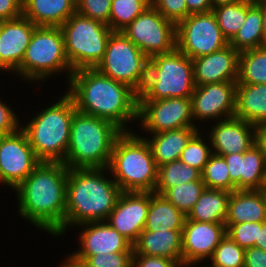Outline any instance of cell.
Here are the masks:
<instances>
[{
  "label": "cell",
  "mask_w": 266,
  "mask_h": 267,
  "mask_svg": "<svg viewBox=\"0 0 266 267\" xmlns=\"http://www.w3.org/2000/svg\"><path fill=\"white\" fill-rule=\"evenodd\" d=\"M150 5L151 0H112L109 27L112 31H123Z\"/></svg>",
  "instance_id": "obj_34"
},
{
  "label": "cell",
  "mask_w": 266,
  "mask_h": 267,
  "mask_svg": "<svg viewBox=\"0 0 266 267\" xmlns=\"http://www.w3.org/2000/svg\"><path fill=\"white\" fill-rule=\"evenodd\" d=\"M58 96H55L57 99L48 101L49 104H45L44 108L33 112L32 116L27 118L28 121L21 120L20 129L26 134L30 146L41 162L64 163L69 147L71 122L76 106L66 91Z\"/></svg>",
  "instance_id": "obj_4"
},
{
  "label": "cell",
  "mask_w": 266,
  "mask_h": 267,
  "mask_svg": "<svg viewBox=\"0 0 266 267\" xmlns=\"http://www.w3.org/2000/svg\"><path fill=\"white\" fill-rule=\"evenodd\" d=\"M266 175V161L254 144L242 153L241 190H262Z\"/></svg>",
  "instance_id": "obj_32"
},
{
  "label": "cell",
  "mask_w": 266,
  "mask_h": 267,
  "mask_svg": "<svg viewBox=\"0 0 266 267\" xmlns=\"http://www.w3.org/2000/svg\"><path fill=\"white\" fill-rule=\"evenodd\" d=\"M262 22L261 10L254 3L247 1L245 23L229 41V45L239 52L263 47Z\"/></svg>",
  "instance_id": "obj_29"
},
{
  "label": "cell",
  "mask_w": 266,
  "mask_h": 267,
  "mask_svg": "<svg viewBox=\"0 0 266 267\" xmlns=\"http://www.w3.org/2000/svg\"><path fill=\"white\" fill-rule=\"evenodd\" d=\"M266 83V47L240 52L237 84Z\"/></svg>",
  "instance_id": "obj_31"
},
{
  "label": "cell",
  "mask_w": 266,
  "mask_h": 267,
  "mask_svg": "<svg viewBox=\"0 0 266 267\" xmlns=\"http://www.w3.org/2000/svg\"><path fill=\"white\" fill-rule=\"evenodd\" d=\"M255 145L261 150L266 161V124L255 126Z\"/></svg>",
  "instance_id": "obj_49"
},
{
  "label": "cell",
  "mask_w": 266,
  "mask_h": 267,
  "mask_svg": "<svg viewBox=\"0 0 266 267\" xmlns=\"http://www.w3.org/2000/svg\"><path fill=\"white\" fill-rule=\"evenodd\" d=\"M211 154L212 148L209 137L206 132L200 129L188 141L179 160L202 172Z\"/></svg>",
  "instance_id": "obj_37"
},
{
  "label": "cell",
  "mask_w": 266,
  "mask_h": 267,
  "mask_svg": "<svg viewBox=\"0 0 266 267\" xmlns=\"http://www.w3.org/2000/svg\"><path fill=\"white\" fill-rule=\"evenodd\" d=\"M236 87L237 81L195 86L191 107L193 120L199 129L206 128L205 125L209 123L234 116Z\"/></svg>",
  "instance_id": "obj_15"
},
{
  "label": "cell",
  "mask_w": 266,
  "mask_h": 267,
  "mask_svg": "<svg viewBox=\"0 0 266 267\" xmlns=\"http://www.w3.org/2000/svg\"><path fill=\"white\" fill-rule=\"evenodd\" d=\"M133 255L164 257L183 267L182 230H143L133 245Z\"/></svg>",
  "instance_id": "obj_22"
},
{
  "label": "cell",
  "mask_w": 266,
  "mask_h": 267,
  "mask_svg": "<svg viewBox=\"0 0 266 267\" xmlns=\"http://www.w3.org/2000/svg\"><path fill=\"white\" fill-rule=\"evenodd\" d=\"M72 73L73 70L65 53L61 28L37 26L21 65L13 74L24 80L22 82H27V85L31 83V85L37 86L40 84L38 86L40 87L41 84L46 83L45 81L51 80V77L57 79V75L65 76L64 83L68 84Z\"/></svg>",
  "instance_id": "obj_7"
},
{
  "label": "cell",
  "mask_w": 266,
  "mask_h": 267,
  "mask_svg": "<svg viewBox=\"0 0 266 267\" xmlns=\"http://www.w3.org/2000/svg\"><path fill=\"white\" fill-rule=\"evenodd\" d=\"M132 267H181L176 261L157 256L133 255Z\"/></svg>",
  "instance_id": "obj_44"
},
{
  "label": "cell",
  "mask_w": 266,
  "mask_h": 267,
  "mask_svg": "<svg viewBox=\"0 0 266 267\" xmlns=\"http://www.w3.org/2000/svg\"><path fill=\"white\" fill-rule=\"evenodd\" d=\"M194 89L192 59L176 48L149 58L146 84L138 100L191 98Z\"/></svg>",
  "instance_id": "obj_8"
},
{
  "label": "cell",
  "mask_w": 266,
  "mask_h": 267,
  "mask_svg": "<svg viewBox=\"0 0 266 267\" xmlns=\"http://www.w3.org/2000/svg\"><path fill=\"white\" fill-rule=\"evenodd\" d=\"M239 55L229 44L223 49L192 59L195 86L238 81Z\"/></svg>",
  "instance_id": "obj_21"
},
{
  "label": "cell",
  "mask_w": 266,
  "mask_h": 267,
  "mask_svg": "<svg viewBox=\"0 0 266 267\" xmlns=\"http://www.w3.org/2000/svg\"><path fill=\"white\" fill-rule=\"evenodd\" d=\"M225 236V223L198 222L186 218L182 230L183 267L206 264Z\"/></svg>",
  "instance_id": "obj_16"
},
{
  "label": "cell",
  "mask_w": 266,
  "mask_h": 267,
  "mask_svg": "<svg viewBox=\"0 0 266 267\" xmlns=\"http://www.w3.org/2000/svg\"><path fill=\"white\" fill-rule=\"evenodd\" d=\"M148 58L176 49V24L152 5L122 31Z\"/></svg>",
  "instance_id": "obj_13"
},
{
  "label": "cell",
  "mask_w": 266,
  "mask_h": 267,
  "mask_svg": "<svg viewBox=\"0 0 266 267\" xmlns=\"http://www.w3.org/2000/svg\"><path fill=\"white\" fill-rule=\"evenodd\" d=\"M228 44L213 11L190 14L176 25V48L191 59L219 51Z\"/></svg>",
  "instance_id": "obj_12"
},
{
  "label": "cell",
  "mask_w": 266,
  "mask_h": 267,
  "mask_svg": "<svg viewBox=\"0 0 266 267\" xmlns=\"http://www.w3.org/2000/svg\"><path fill=\"white\" fill-rule=\"evenodd\" d=\"M244 267H266V251L257 247L245 249Z\"/></svg>",
  "instance_id": "obj_47"
},
{
  "label": "cell",
  "mask_w": 266,
  "mask_h": 267,
  "mask_svg": "<svg viewBox=\"0 0 266 267\" xmlns=\"http://www.w3.org/2000/svg\"><path fill=\"white\" fill-rule=\"evenodd\" d=\"M135 131L117 137L107 168L122 192H154L158 167L149 144Z\"/></svg>",
  "instance_id": "obj_6"
},
{
  "label": "cell",
  "mask_w": 266,
  "mask_h": 267,
  "mask_svg": "<svg viewBox=\"0 0 266 267\" xmlns=\"http://www.w3.org/2000/svg\"><path fill=\"white\" fill-rule=\"evenodd\" d=\"M243 1H248V2H251V3H256L258 0H243Z\"/></svg>",
  "instance_id": "obj_55"
},
{
  "label": "cell",
  "mask_w": 266,
  "mask_h": 267,
  "mask_svg": "<svg viewBox=\"0 0 266 267\" xmlns=\"http://www.w3.org/2000/svg\"><path fill=\"white\" fill-rule=\"evenodd\" d=\"M123 131L109 120L75 111L64 164L69 168H106Z\"/></svg>",
  "instance_id": "obj_5"
},
{
  "label": "cell",
  "mask_w": 266,
  "mask_h": 267,
  "mask_svg": "<svg viewBox=\"0 0 266 267\" xmlns=\"http://www.w3.org/2000/svg\"><path fill=\"white\" fill-rule=\"evenodd\" d=\"M212 11L223 36L229 42L245 23L247 1L239 0L233 3L220 4L213 7Z\"/></svg>",
  "instance_id": "obj_33"
},
{
  "label": "cell",
  "mask_w": 266,
  "mask_h": 267,
  "mask_svg": "<svg viewBox=\"0 0 266 267\" xmlns=\"http://www.w3.org/2000/svg\"><path fill=\"white\" fill-rule=\"evenodd\" d=\"M262 190L266 193V175H265V182H264V186Z\"/></svg>",
  "instance_id": "obj_54"
},
{
  "label": "cell",
  "mask_w": 266,
  "mask_h": 267,
  "mask_svg": "<svg viewBox=\"0 0 266 267\" xmlns=\"http://www.w3.org/2000/svg\"><path fill=\"white\" fill-rule=\"evenodd\" d=\"M112 0H76V12L109 26Z\"/></svg>",
  "instance_id": "obj_41"
},
{
  "label": "cell",
  "mask_w": 266,
  "mask_h": 267,
  "mask_svg": "<svg viewBox=\"0 0 266 267\" xmlns=\"http://www.w3.org/2000/svg\"><path fill=\"white\" fill-rule=\"evenodd\" d=\"M198 130V127H184L142 137L149 144L156 166L159 167L179 160L181 152Z\"/></svg>",
  "instance_id": "obj_25"
},
{
  "label": "cell",
  "mask_w": 266,
  "mask_h": 267,
  "mask_svg": "<svg viewBox=\"0 0 266 267\" xmlns=\"http://www.w3.org/2000/svg\"><path fill=\"white\" fill-rule=\"evenodd\" d=\"M234 116L255 126L266 124V83L237 84Z\"/></svg>",
  "instance_id": "obj_26"
},
{
  "label": "cell",
  "mask_w": 266,
  "mask_h": 267,
  "mask_svg": "<svg viewBox=\"0 0 266 267\" xmlns=\"http://www.w3.org/2000/svg\"><path fill=\"white\" fill-rule=\"evenodd\" d=\"M36 27L23 15L0 21V67L8 74L7 77L9 74L12 76L21 65Z\"/></svg>",
  "instance_id": "obj_20"
},
{
  "label": "cell",
  "mask_w": 266,
  "mask_h": 267,
  "mask_svg": "<svg viewBox=\"0 0 266 267\" xmlns=\"http://www.w3.org/2000/svg\"><path fill=\"white\" fill-rule=\"evenodd\" d=\"M76 12V0H23V16L36 26L61 27Z\"/></svg>",
  "instance_id": "obj_24"
},
{
  "label": "cell",
  "mask_w": 266,
  "mask_h": 267,
  "mask_svg": "<svg viewBox=\"0 0 266 267\" xmlns=\"http://www.w3.org/2000/svg\"><path fill=\"white\" fill-rule=\"evenodd\" d=\"M132 256L133 252H117L72 257L87 267H132Z\"/></svg>",
  "instance_id": "obj_39"
},
{
  "label": "cell",
  "mask_w": 266,
  "mask_h": 267,
  "mask_svg": "<svg viewBox=\"0 0 266 267\" xmlns=\"http://www.w3.org/2000/svg\"><path fill=\"white\" fill-rule=\"evenodd\" d=\"M201 179L205 188L235 191L231 182L229 169L223 156L212 153L201 172Z\"/></svg>",
  "instance_id": "obj_35"
},
{
  "label": "cell",
  "mask_w": 266,
  "mask_h": 267,
  "mask_svg": "<svg viewBox=\"0 0 266 267\" xmlns=\"http://www.w3.org/2000/svg\"><path fill=\"white\" fill-rule=\"evenodd\" d=\"M121 192L107 167L68 169L64 235L78 224L106 221Z\"/></svg>",
  "instance_id": "obj_3"
},
{
  "label": "cell",
  "mask_w": 266,
  "mask_h": 267,
  "mask_svg": "<svg viewBox=\"0 0 266 267\" xmlns=\"http://www.w3.org/2000/svg\"><path fill=\"white\" fill-rule=\"evenodd\" d=\"M239 0H211L213 7L220 5V4H227L237 2Z\"/></svg>",
  "instance_id": "obj_53"
},
{
  "label": "cell",
  "mask_w": 266,
  "mask_h": 267,
  "mask_svg": "<svg viewBox=\"0 0 266 267\" xmlns=\"http://www.w3.org/2000/svg\"><path fill=\"white\" fill-rule=\"evenodd\" d=\"M71 69H94L104 57L111 28L75 12L61 27Z\"/></svg>",
  "instance_id": "obj_9"
},
{
  "label": "cell",
  "mask_w": 266,
  "mask_h": 267,
  "mask_svg": "<svg viewBox=\"0 0 266 267\" xmlns=\"http://www.w3.org/2000/svg\"><path fill=\"white\" fill-rule=\"evenodd\" d=\"M68 169L61 162H41L12 193L18 217L54 239L64 237Z\"/></svg>",
  "instance_id": "obj_1"
},
{
  "label": "cell",
  "mask_w": 266,
  "mask_h": 267,
  "mask_svg": "<svg viewBox=\"0 0 266 267\" xmlns=\"http://www.w3.org/2000/svg\"><path fill=\"white\" fill-rule=\"evenodd\" d=\"M208 126L202 130L207 132L214 154L244 153L255 144V125L241 118L233 116Z\"/></svg>",
  "instance_id": "obj_19"
},
{
  "label": "cell",
  "mask_w": 266,
  "mask_h": 267,
  "mask_svg": "<svg viewBox=\"0 0 266 267\" xmlns=\"http://www.w3.org/2000/svg\"><path fill=\"white\" fill-rule=\"evenodd\" d=\"M151 5L176 25L187 17L186 0H151Z\"/></svg>",
  "instance_id": "obj_42"
},
{
  "label": "cell",
  "mask_w": 266,
  "mask_h": 267,
  "mask_svg": "<svg viewBox=\"0 0 266 267\" xmlns=\"http://www.w3.org/2000/svg\"><path fill=\"white\" fill-rule=\"evenodd\" d=\"M3 98L4 97L1 98L0 96V136L17 132L21 126V119H19L18 115L20 114V116H23L21 113H18V111H15L14 105L11 106V104H9L10 100L8 102V99H4V101Z\"/></svg>",
  "instance_id": "obj_43"
},
{
  "label": "cell",
  "mask_w": 266,
  "mask_h": 267,
  "mask_svg": "<svg viewBox=\"0 0 266 267\" xmlns=\"http://www.w3.org/2000/svg\"><path fill=\"white\" fill-rule=\"evenodd\" d=\"M66 86L77 111L109 120L122 131L136 128L132 123L137 124L138 94L127 84L94 68L74 71Z\"/></svg>",
  "instance_id": "obj_2"
},
{
  "label": "cell",
  "mask_w": 266,
  "mask_h": 267,
  "mask_svg": "<svg viewBox=\"0 0 266 267\" xmlns=\"http://www.w3.org/2000/svg\"><path fill=\"white\" fill-rule=\"evenodd\" d=\"M150 206V192H121L106 220L132 245L144 230Z\"/></svg>",
  "instance_id": "obj_17"
},
{
  "label": "cell",
  "mask_w": 266,
  "mask_h": 267,
  "mask_svg": "<svg viewBox=\"0 0 266 267\" xmlns=\"http://www.w3.org/2000/svg\"><path fill=\"white\" fill-rule=\"evenodd\" d=\"M79 230L78 250L70 256H91L96 254L133 252V245L112 228L107 221L85 222L73 227Z\"/></svg>",
  "instance_id": "obj_18"
},
{
  "label": "cell",
  "mask_w": 266,
  "mask_h": 267,
  "mask_svg": "<svg viewBox=\"0 0 266 267\" xmlns=\"http://www.w3.org/2000/svg\"><path fill=\"white\" fill-rule=\"evenodd\" d=\"M262 13V28H263V47H266V2L263 1H257L254 3Z\"/></svg>",
  "instance_id": "obj_51"
},
{
  "label": "cell",
  "mask_w": 266,
  "mask_h": 267,
  "mask_svg": "<svg viewBox=\"0 0 266 267\" xmlns=\"http://www.w3.org/2000/svg\"><path fill=\"white\" fill-rule=\"evenodd\" d=\"M65 255L63 261L60 260L58 267H87L83 262L75 260L68 253Z\"/></svg>",
  "instance_id": "obj_50"
},
{
  "label": "cell",
  "mask_w": 266,
  "mask_h": 267,
  "mask_svg": "<svg viewBox=\"0 0 266 267\" xmlns=\"http://www.w3.org/2000/svg\"><path fill=\"white\" fill-rule=\"evenodd\" d=\"M231 192L205 188L187 219L198 222L225 223Z\"/></svg>",
  "instance_id": "obj_27"
},
{
  "label": "cell",
  "mask_w": 266,
  "mask_h": 267,
  "mask_svg": "<svg viewBox=\"0 0 266 267\" xmlns=\"http://www.w3.org/2000/svg\"><path fill=\"white\" fill-rule=\"evenodd\" d=\"M204 189L205 184L202 180H194L170 187L162 195L187 216Z\"/></svg>",
  "instance_id": "obj_36"
},
{
  "label": "cell",
  "mask_w": 266,
  "mask_h": 267,
  "mask_svg": "<svg viewBox=\"0 0 266 267\" xmlns=\"http://www.w3.org/2000/svg\"><path fill=\"white\" fill-rule=\"evenodd\" d=\"M245 249L235 243L227 234L215 248L207 267H244Z\"/></svg>",
  "instance_id": "obj_38"
},
{
  "label": "cell",
  "mask_w": 266,
  "mask_h": 267,
  "mask_svg": "<svg viewBox=\"0 0 266 267\" xmlns=\"http://www.w3.org/2000/svg\"><path fill=\"white\" fill-rule=\"evenodd\" d=\"M194 180H202L201 172L198 169L180 160L168 162L158 167L157 184L154 192L162 195L170 187Z\"/></svg>",
  "instance_id": "obj_30"
},
{
  "label": "cell",
  "mask_w": 266,
  "mask_h": 267,
  "mask_svg": "<svg viewBox=\"0 0 266 267\" xmlns=\"http://www.w3.org/2000/svg\"><path fill=\"white\" fill-rule=\"evenodd\" d=\"M149 58L122 32L113 31L103 59L95 69L104 76L127 84L140 94L146 84Z\"/></svg>",
  "instance_id": "obj_10"
},
{
  "label": "cell",
  "mask_w": 266,
  "mask_h": 267,
  "mask_svg": "<svg viewBox=\"0 0 266 267\" xmlns=\"http://www.w3.org/2000/svg\"><path fill=\"white\" fill-rule=\"evenodd\" d=\"M254 247L266 251V222H262V228L259 229L258 240H256Z\"/></svg>",
  "instance_id": "obj_52"
},
{
  "label": "cell",
  "mask_w": 266,
  "mask_h": 267,
  "mask_svg": "<svg viewBox=\"0 0 266 267\" xmlns=\"http://www.w3.org/2000/svg\"><path fill=\"white\" fill-rule=\"evenodd\" d=\"M23 14V0H0V21L13 20Z\"/></svg>",
  "instance_id": "obj_46"
},
{
  "label": "cell",
  "mask_w": 266,
  "mask_h": 267,
  "mask_svg": "<svg viewBox=\"0 0 266 267\" xmlns=\"http://www.w3.org/2000/svg\"><path fill=\"white\" fill-rule=\"evenodd\" d=\"M186 218L187 216L163 195L150 192V206L144 230L157 231L158 228L183 230Z\"/></svg>",
  "instance_id": "obj_28"
},
{
  "label": "cell",
  "mask_w": 266,
  "mask_h": 267,
  "mask_svg": "<svg viewBox=\"0 0 266 267\" xmlns=\"http://www.w3.org/2000/svg\"><path fill=\"white\" fill-rule=\"evenodd\" d=\"M137 123L136 130L141 128L137 133L142 136L197 127L192 116L191 98L178 97L138 100Z\"/></svg>",
  "instance_id": "obj_11"
},
{
  "label": "cell",
  "mask_w": 266,
  "mask_h": 267,
  "mask_svg": "<svg viewBox=\"0 0 266 267\" xmlns=\"http://www.w3.org/2000/svg\"><path fill=\"white\" fill-rule=\"evenodd\" d=\"M221 156H223L226 161L230 179L235 185V190H241L242 153H233Z\"/></svg>",
  "instance_id": "obj_45"
},
{
  "label": "cell",
  "mask_w": 266,
  "mask_h": 267,
  "mask_svg": "<svg viewBox=\"0 0 266 267\" xmlns=\"http://www.w3.org/2000/svg\"><path fill=\"white\" fill-rule=\"evenodd\" d=\"M40 163L21 129L0 136V186L13 191Z\"/></svg>",
  "instance_id": "obj_14"
},
{
  "label": "cell",
  "mask_w": 266,
  "mask_h": 267,
  "mask_svg": "<svg viewBox=\"0 0 266 267\" xmlns=\"http://www.w3.org/2000/svg\"><path fill=\"white\" fill-rule=\"evenodd\" d=\"M261 228L262 222L231 224L226 229V234L241 248L247 249L255 246Z\"/></svg>",
  "instance_id": "obj_40"
},
{
  "label": "cell",
  "mask_w": 266,
  "mask_h": 267,
  "mask_svg": "<svg viewBox=\"0 0 266 267\" xmlns=\"http://www.w3.org/2000/svg\"><path fill=\"white\" fill-rule=\"evenodd\" d=\"M186 5L187 17L190 14L204 13L213 9L211 0H186Z\"/></svg>",
  "instance_id": "obj_48"
},
{
  "label": "cell",
  "mask_w": 266,
  "mask_h": 267,
  "mask_svg": "<svg viewBox=\"0 0 266 267\" xmlns=\"http://www.w3.org/2000/svg\"><path fill=\"white\" fill-rule=\"evenodd\" d=\"M266 222V193L263 190H235L228 201L226 229L231 224Z\"/></svg>",
  "instance_id": "obj_23"
},
{
  "label": "cell",
  "mask_w": 266,
  "mask_h": 267,
  "mask_svg": "<svg viewBox=\"0 0 266 267\" xmlns=\"http://www.w3.org/2000/svg\"><path fill=\"white\" fill-rule=\"evenodd\" d=\"M1 71H2V72H1ZM0 72H1V73H0L1 75L4 73L2 76H4V75L6 74V72H5L1 67H0Z\"/></svg>",
  "instance_id": "obj_56"
}]
</instances>
